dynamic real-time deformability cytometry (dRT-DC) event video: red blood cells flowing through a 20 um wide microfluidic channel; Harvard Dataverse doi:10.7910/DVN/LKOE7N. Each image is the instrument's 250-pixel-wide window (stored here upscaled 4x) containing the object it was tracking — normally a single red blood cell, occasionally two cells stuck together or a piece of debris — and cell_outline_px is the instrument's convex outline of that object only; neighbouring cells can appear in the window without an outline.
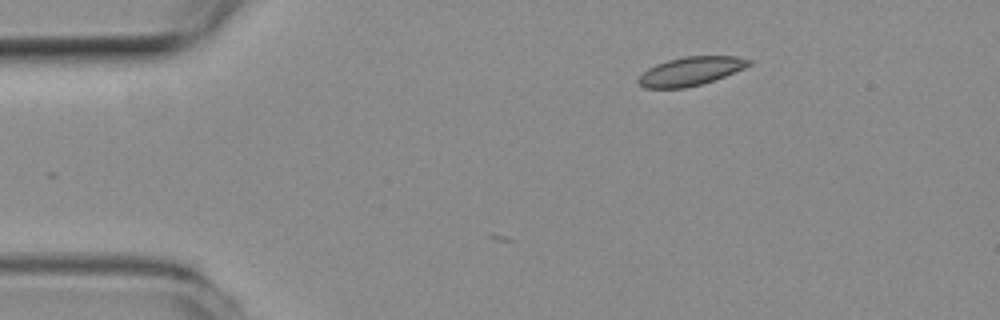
{"species": "common noctule bat (a hibernating species)", "species_latin": "Nyctalus noctula", "temperature_condition": "room temperature", "stored_images_in_passage": 2, "camera_frame_rate_fps": 3000, "um_per_image_px": 0.085, "animal": {"sex": "female", "body_mass_g": 19.3, "forearm_length_mm": 54.1}, "frame": {"image": 1, "passage_image": 2, "time_ms": 0.333, "image_size_px": [1000, 320], "cell_outline_px": [[752, 64], [744, 68], [724, 76], [700, 84], [684, 88], [644, 88], [636, 80], [648, 68], [656, 64], [668, 60], [684, 56], [736, 56], [752, 60]], "centroid_in_image_um": [58.7, 6.04], "position_along_channel_um": 26.3, "area_um2": 18.26}}